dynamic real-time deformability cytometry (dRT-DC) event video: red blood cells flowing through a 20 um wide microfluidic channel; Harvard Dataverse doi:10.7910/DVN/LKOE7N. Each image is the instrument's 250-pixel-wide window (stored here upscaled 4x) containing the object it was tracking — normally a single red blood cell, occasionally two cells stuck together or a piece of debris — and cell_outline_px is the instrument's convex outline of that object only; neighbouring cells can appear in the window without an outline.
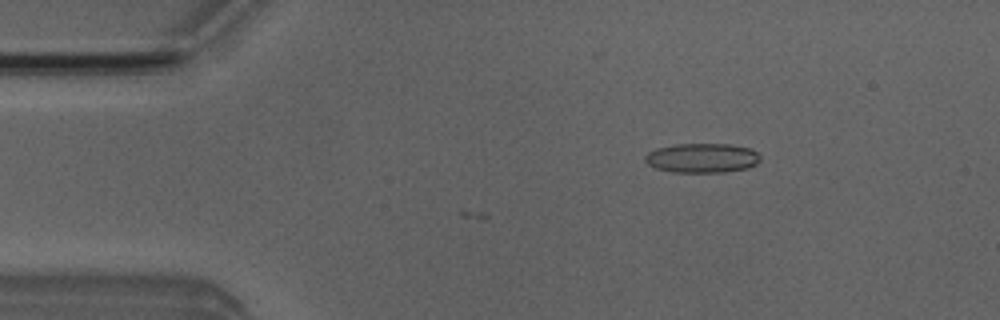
{"species": "Egyptian fruit bat (a non-hibernating species)", "species_latin": "Rousettus aegyptiacus", "temperature_condition": "room temperature", "stored_images_in_passage": 4, "camera_frame_rate_fps": 3000, "um_per_image_px": 0.085, "animal": {"sex": "male"}, "frame": {"image": 1, "passage_image": 1, "time_ms": 0.0, "image_size_px": [1000, 320], "cell_outline_px": [[760, 160], [756, 164], [748, 168], [724, 172], [672, 172], [656, 168], [648, 164], [644, 160], [644, 156], [648, 152], [656, 148], [676, 144], [728, 144], [748, 148], [756, 152], [760, 156]], "centroid_in_image_um": [59.65, 13.43], "position_along_channel_um": 25.3, "area_um2": 19.77}}